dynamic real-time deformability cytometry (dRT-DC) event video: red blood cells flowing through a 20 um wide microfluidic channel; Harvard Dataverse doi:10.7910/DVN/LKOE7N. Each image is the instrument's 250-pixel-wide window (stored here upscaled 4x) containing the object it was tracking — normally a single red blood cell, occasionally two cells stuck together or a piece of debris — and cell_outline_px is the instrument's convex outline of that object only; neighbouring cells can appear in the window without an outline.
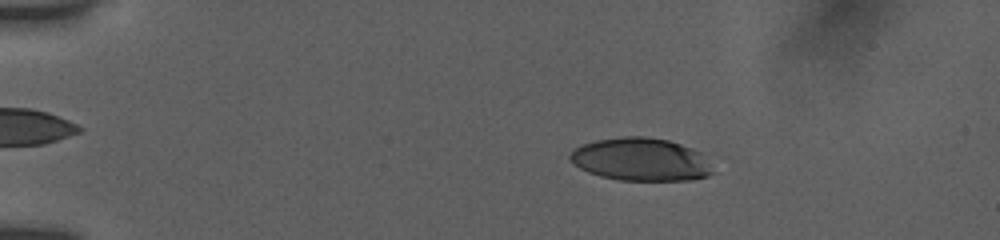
{"species": "human", "species_latin": "Homo sapiens", "temperature_condition": "room temperature", "stored_images_in_passage": 18, "camera_frame_rate_fps": 3000, "um_per_image_px": 0.085, "donor": {"sex": "female"}, "frame": {"image": 1, "passage_image": 9, "time_ms": 3.0, "image_size_px": [1000, 240], "cell_outline_px": [[712, 172], [708, 176], [688, 180], [620, 180], [600, 176], [588, 172], [572, 164], [568, 156], [580, 144], [596, 140], [624, 136], [644, 136], [668, 140], [680, 144], [700, 152], [708, 164]], "centroid_in_image_um": [54.4, 13.55], "position_along_channel_um": 30.6, "area_um2": 35.43}}
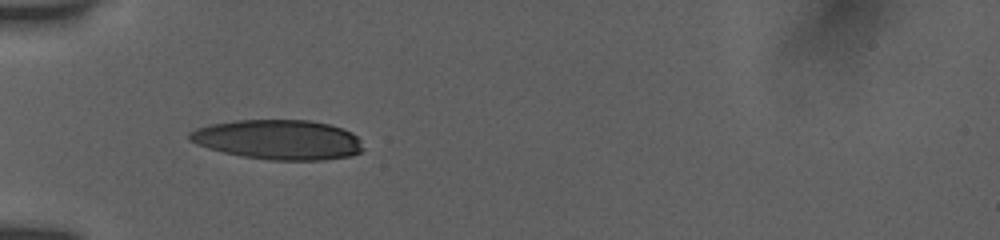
{"frame": {"image": 2, "passage_image": 15, "time_ms": 5.667, "image_size_px": [1000, 240], "cell_outline_px": [[364, 148], [360, 152], [352, 156], [324, 160], [268, 160], [244, 156], [224, 152], [208, 148], [196, 144], [188, 140], [188, 132], [196, 128], [208, 124], [236, 120], [308, 120], [328, 124], [352, 132], [360, 140]], "centroid_in_image_um": [23.64, 11.87], "position_along_channel_um": 61.4, "area_um2": 40.4}}
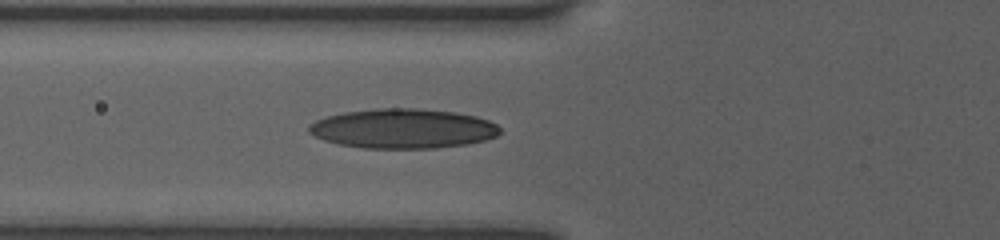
{"frame": {"image": 3, "passage_image": 18, "time_ms": 6.667, "image_size_px": [1000, 240], "cell_outline_px": [[500, 132], [496, 136], [484, 140], [468, 144], [436, 148], [360, 148], [336, 144], [324, 140], [308, 132], [308, 124], [316, 120], [328, 116], [344, 112], [376, 108], [416, 108], [456, 112], [476, 116], [488, 120], [496, 124], [500, 128]], "centroid_in_image_um": [34.24, 10.93], "position_along_channel_um": 91.6, "area_um2": 44.33}}